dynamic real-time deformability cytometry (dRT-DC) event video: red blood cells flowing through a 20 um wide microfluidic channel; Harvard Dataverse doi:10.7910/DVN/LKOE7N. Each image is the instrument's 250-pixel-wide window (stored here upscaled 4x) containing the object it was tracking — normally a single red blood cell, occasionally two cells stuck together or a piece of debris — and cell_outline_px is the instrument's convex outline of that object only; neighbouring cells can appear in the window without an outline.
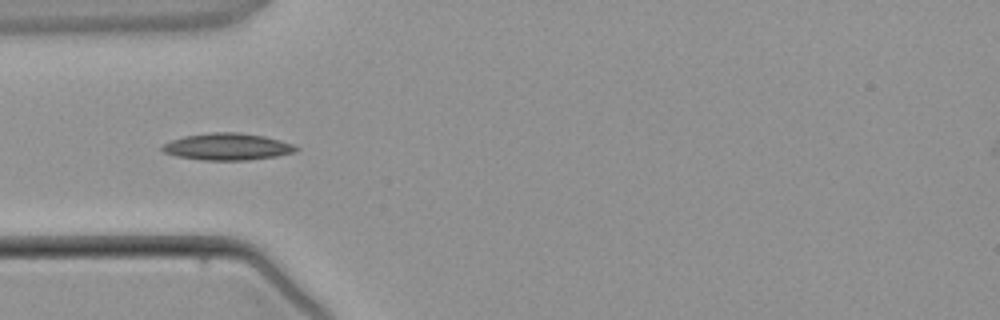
{"species": "common noctule bat (a hibernating species)", "species_latin": "Nyctalus noctula", "temperature_condition": "warm", "stored_images_in_passage": 2, "camera_frame_rate_fps": 3000, "um_per_image_px": 0.085, "animal": {"sex": "male", "body_mass_g": 21.5, "forearm_length_mm": 52.0}, "frame": {"image": 1, "passage_image": 2, "time_ms": 2.0, "image_size_px": [1000, 320], "cell_outline_px": [[300, 148], [296, 152], [276, 156], [248, 160], [204, 160], [176, 156], [164, 152], [160, 148], [164, 144], [172, 140], [184, 136], [212, 132], [240, 132], [264, 136], [280, 140], [292, 144]], "centroid_in_image_um": [19.35, 12.47], "position_along_channel_um": 65.7, "area_um2": 20.92}}